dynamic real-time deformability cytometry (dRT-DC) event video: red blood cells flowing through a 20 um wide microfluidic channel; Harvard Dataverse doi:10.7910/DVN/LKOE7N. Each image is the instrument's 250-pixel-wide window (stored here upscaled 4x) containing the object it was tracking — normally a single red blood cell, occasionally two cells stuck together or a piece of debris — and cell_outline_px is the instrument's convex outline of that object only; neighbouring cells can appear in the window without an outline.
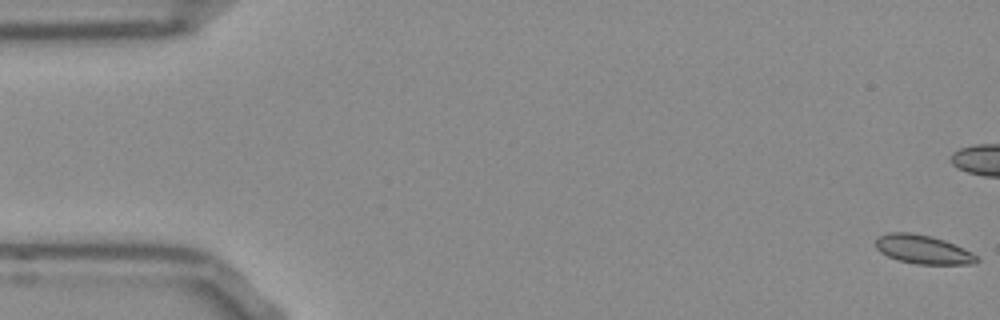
{"species": "Egyptian fruit bat (a non-hibernating species)", "species_latin": "Rousettus aegyptiacus", "temperature_condition": "room temperature", "stored_images_in_passage": 54, "camera_frame_rate_fps": 3000, "um_per_image_px": 0.085, "frame": {"image": 1, "passage_image": 1, "time_ms": 0.0, "image_size_px": [1000, 320], "cell_outline_px": [[980, 260], [976, 264], [916, 264], [896, 260], [880, 252], [876, 248], [876, 240], [880, 236], [888, 232], [908, 232], [932, 236], [944, 240], [964, 248], [972, 252]], "centroid_in_image_um": [78.47, 21.21], "position_along_channel_um": 6.5, "area_um2": 17.05}}
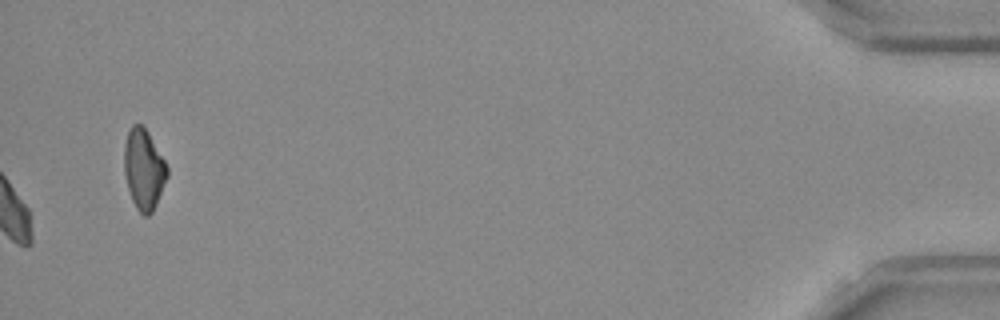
{"frame": {"image": 2, "passage_image": 54, "time_ms": 17.667, "image_size_px": [1000, 320], "cell_outline_px": [[168, 176], [156, 204], [152, 212], [148, 216], [144, 216], [136, 208], [132, 200], [128, 188], [124, 172], [124, 144], [128, 132], [132, 124], [140, 124], [148, 132], [164, 160], [168, 168]], "centroid_in_image_um": [12.21, 14.4], "position_along_channel_um": 423.0, "area_um2": 20.0}, "authors_computed_cell_mechanics": {"area_um2": 16.8776, "velocity_mm_per_s": 3.8393, "shape_relaxation_time_tau1_ms": 8.0702, "shape_relaxation_time_tau2_ms": 1.8047, "deformation_change_tau1": 0.1215, "deformation_change_tau2": 0.062}}